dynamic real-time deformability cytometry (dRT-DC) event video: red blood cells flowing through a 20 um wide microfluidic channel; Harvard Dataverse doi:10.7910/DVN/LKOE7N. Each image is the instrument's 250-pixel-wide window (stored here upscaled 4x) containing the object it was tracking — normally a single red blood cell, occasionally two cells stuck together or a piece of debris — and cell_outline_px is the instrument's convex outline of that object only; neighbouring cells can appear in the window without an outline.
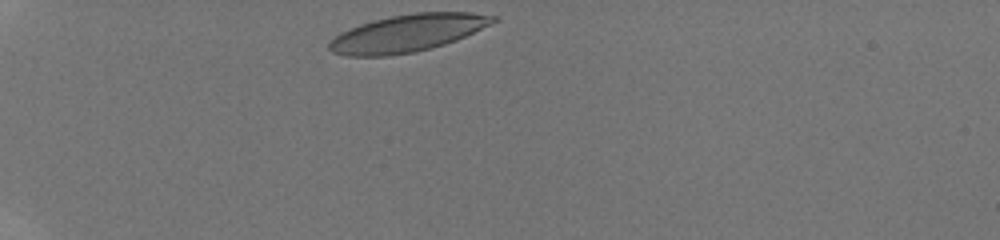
{"species": "human", "species_latin": "Homo sapiens", "temperature_condition": "room temperature", "stored_images_in_passage": 32, "camera_frame_rate_fps": 3000, "um_per_image_px": 0.085, "donor": {"sex": "male"}, "frame": {"image": 1, "passage_image": 1, "time_ms": 0.0, "image_size_px": [1000, 240], "cell_outline_px": [[500, 20], [492, 24], [456, 40], [432, 48], [416, 52], [388, 56], [344, 56], [332, 52], [328, 48], [328, 44], [340, 32], [348, 28], [360, 24], [392, 16], [412, 12], [472, 12], [496, 16]], "centroid_in_image_um": [34.66, 2.82], "position_along_channel_um": 50.3, "area_um2": 35.78}}
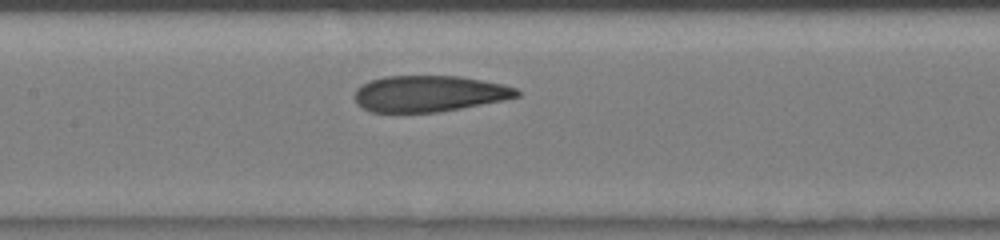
{"frame": {"image": 2, "passage_image": 13, "time_ms": 4.0, "image_size_px": [1000, 240], "cell_outline_px": [[520, 96], [504, 100], [460, 108], [436, 112], [372, 112], [356, 104], [352, 96], [356, 88], [360, 84], [384, 76], [460, 76], [504, 84], [516, 88], [520, 92]], "centroid_in_image_um": [36.44, 7.95], "position_along_channel_um": 171.0, "area_um2": 34.39}}
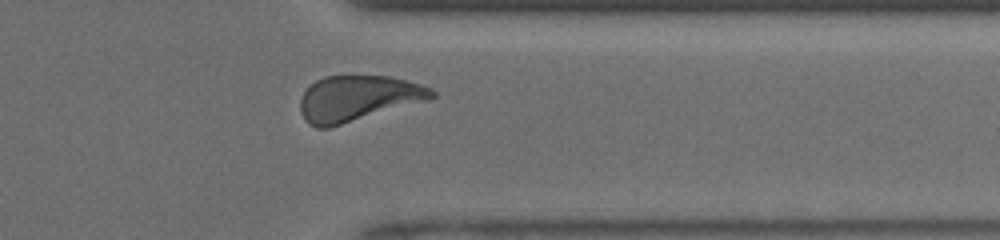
{"frame": {"image": 3, "passage_image": 28, "time_ms": 9.0, "image_size_px": [1000, 240], "cell_outline_px": [[436, 96], [428, 100], [328, 128], [316, 128], [308, 124], [304, 120], [300, 112], [300, 100], [304, 92], [316, 80], [324, 76], [392, 76], [420, 84], [432, 88], [436, 92]], "centroid_in_image_um": [30.41, 8.36], "position_along_channel_um": 381.0, "area_um2": 34.97}, "authors_computed_cell_mechanics": {"area_um2": 34.9979, "velocity_mm_per_s": 4.2014, "shape_relaxation_time_tau1_ms": 5.9187, "shape_relaxation_time_tau2_ms": 1.0332, "deformation_change_tau1": 0.2063, "deformation_change_tau2": 0.0824}}